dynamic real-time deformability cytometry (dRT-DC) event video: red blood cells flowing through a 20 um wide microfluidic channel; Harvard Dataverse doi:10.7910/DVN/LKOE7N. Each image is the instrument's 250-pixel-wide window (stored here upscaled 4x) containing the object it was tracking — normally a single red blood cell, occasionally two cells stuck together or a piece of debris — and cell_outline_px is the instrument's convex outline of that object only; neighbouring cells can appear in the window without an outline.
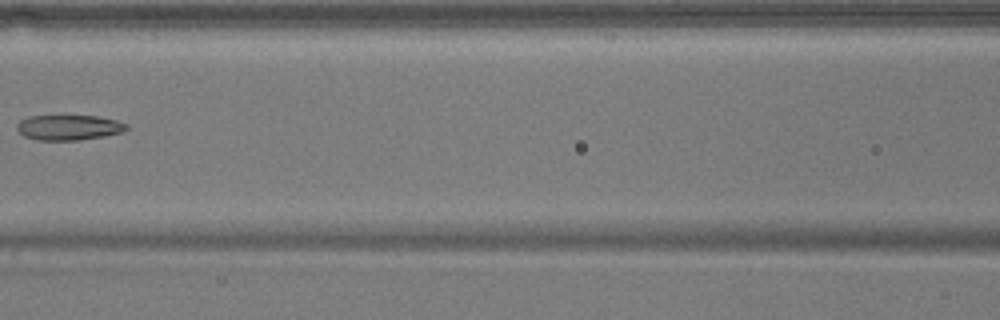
{"species": "common noctule bat (a hibernating species)", "species_latin": "Nyctalus noctula", "temperature_condition": "warm", "stored_images_in_passage": 8, "camera_frame_rate_fps": 3000, "um_per_image_px": 0.085, "animal": {"sex": "male", "body_mass_g": 17.9}, "frame": {"image": 1, "passage_image": 8, "time_ms": 8.333, "image_size_px": [1000, 320], "cell_outline_px": [[128, 128], [120, 132], [104, 136], [80, 140], [36, 140], [24, 136], [16, 128], [16, 124], [20, 120], [28, 116], [96, 116], [116, 120], [128, 124]], "centroid_in_image_um": [5.82, 10.83], "position_along_channel_um": 160.8, "area_um2": 16.07}}